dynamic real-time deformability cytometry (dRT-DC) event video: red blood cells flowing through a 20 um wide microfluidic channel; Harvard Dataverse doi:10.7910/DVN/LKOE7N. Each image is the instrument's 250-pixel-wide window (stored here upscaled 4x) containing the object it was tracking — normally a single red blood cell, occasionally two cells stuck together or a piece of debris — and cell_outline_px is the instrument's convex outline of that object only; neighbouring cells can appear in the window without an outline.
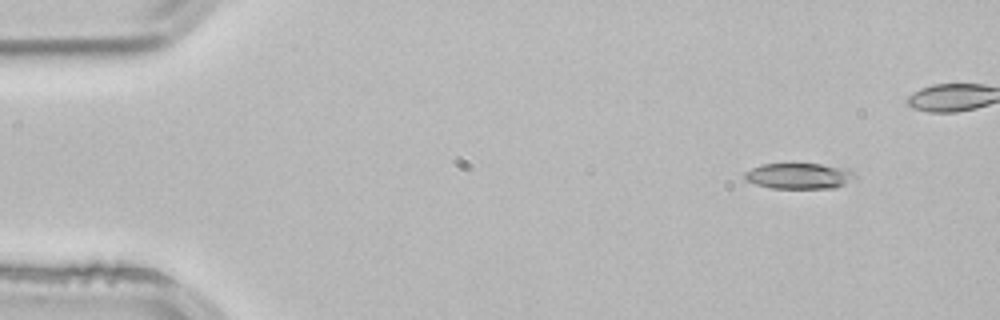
{"species": "common noctule bat (a hibernating species)", "species_latin": "Nyctalus noctula", "temperature_condition": "room temperature", "stored_images_in_passage": 4, "camera_frame_rate_fps": 3000, "um_per_image_px": 0.085, "animal": {"sex": "male", "body_mass_g": 21.5, "forearm_length_mm": 52.0}, "frame": {"image": 1, "passage_image": 1, "time_ms": 0.0, "image_size_px": [1000, 320], "cell_outline_px": [[856, 176], [844, 184], [836, 188], [772, 188], [756, 184], [744, 180], [744, 172], [752, 168], [764, 164], [820, 164], [848, 168]], "centroid_in_image_um": [67.9, 14.96], "position_along_channel_um": 17.1, "area_um2": 16.47}}